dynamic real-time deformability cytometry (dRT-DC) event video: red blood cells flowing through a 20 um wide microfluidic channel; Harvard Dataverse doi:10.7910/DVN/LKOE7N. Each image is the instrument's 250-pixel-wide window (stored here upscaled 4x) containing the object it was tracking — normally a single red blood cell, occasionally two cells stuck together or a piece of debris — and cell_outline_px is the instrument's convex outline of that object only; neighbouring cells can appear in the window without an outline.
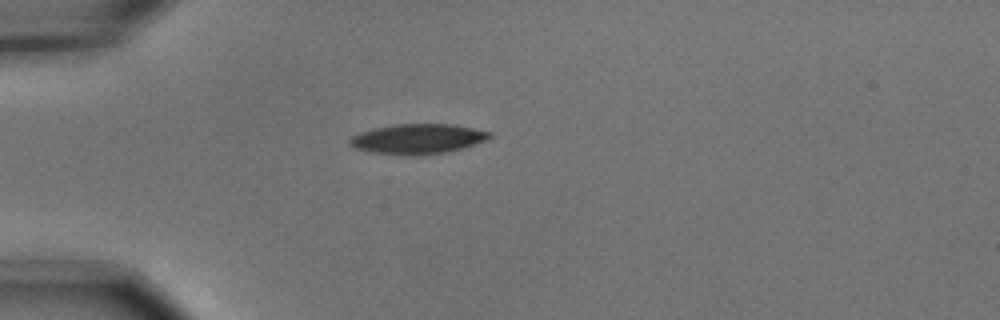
{"species": "common noctule bat (a hibernating species)", "species_latin": "Nyctalus noctula", "temperature_condition": "cold", "stored_images_in_passage": 1, "camera_frame_rate_fps": 3000, "um_per_image_px": 0.085, "animal": {"sex": "male", "body_mass_g": 15.6}, "frame": {"image": 1, "passage_image": 1, "time_ms": 0.0, "image_size_px": [1000, 320], "cell_outline_px": [[492, 136], [488, 140], [464, 148], [444, 152], [416, 156], [412, 156], [372, 152], [356, 148], [348, 144], [348, 140], [352, 136], [360, 132], [376, 128], [396, 124], [452, 124], [492, 132]], "centroid_in_image_um": [35.53, 11.81], "position_along_channel_um": 49.5, "area_um2": 24.45}}